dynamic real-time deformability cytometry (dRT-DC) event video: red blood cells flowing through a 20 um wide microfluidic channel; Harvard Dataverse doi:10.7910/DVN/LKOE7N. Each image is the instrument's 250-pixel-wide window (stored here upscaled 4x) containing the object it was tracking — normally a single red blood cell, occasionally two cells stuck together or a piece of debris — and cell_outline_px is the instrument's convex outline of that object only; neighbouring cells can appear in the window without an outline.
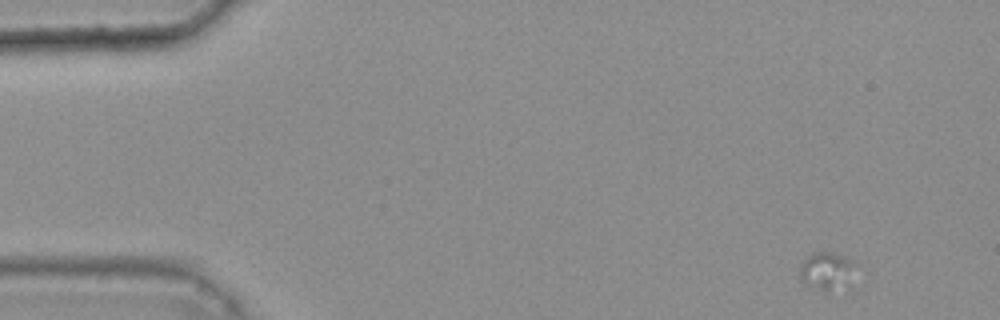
{"species": "common noctule bat (a hibernating species)", "species_latin": "Nyctalus noctula", "temperature_condition": "warm", "stored_images_in_passage": 14, "camera_frame_rate_fps": 3000, "um_per_image_px": 0.085, "animal": {"sex": "female", "body_mass_g": 25.1}, "frame": {"image": 1, "passage_image": 1, "time_ms": 0.0, "image_size_px": [1000, 320], "cell_outline_px": [[852, 264], [828, 292], [824, 292], [812, 288], [800, 276], [800, 264], [812, 252], [832, 252], [844, 256]], "centroid_in_image_um": [70.01, 22.93], "position_along_channel_um": 15.0, "area_um2": 10.4}}